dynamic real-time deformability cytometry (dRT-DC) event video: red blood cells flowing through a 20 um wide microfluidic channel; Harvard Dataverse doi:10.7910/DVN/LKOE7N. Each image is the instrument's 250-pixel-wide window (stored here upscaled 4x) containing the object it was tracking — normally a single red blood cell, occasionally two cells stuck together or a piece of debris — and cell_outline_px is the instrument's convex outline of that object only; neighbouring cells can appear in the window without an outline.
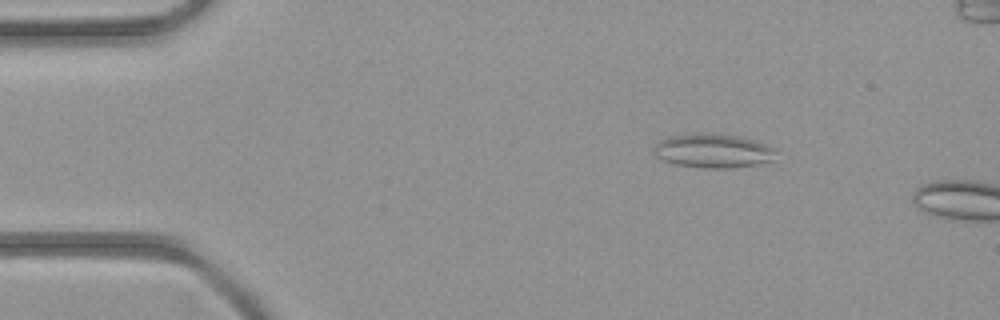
{"species": "common noctule bat (a hibernating species)", "species_latin": "Nyctalus noctula", "temperature_condition": "room temperature", "stored_images_in_passage": 9, "camera_frame_rate_fps": 3000, "um_per_image_px": 0.085, "animal": {"sex": "female", "body_mass_g": 21.9}, "frame": {"image": 1, "passage_image": 6, "time_ms": 1.667, "image_size_px": [1000, 320], "cell_outline_px": [[776, 152], [772, 160], [756, 164], [732, 168], [700, 168], [676, 164], [660, 160], [652, 156], [652, 148], [660, 140], [668, 136], [696, 132], [712, 132], [736, 136], [756, 140], [768, 144], [776, 148]], "centroid_in_image_um": [60.55, 12.8], "position_along_channel_um": 24.5, "area_um2": 24.91}}